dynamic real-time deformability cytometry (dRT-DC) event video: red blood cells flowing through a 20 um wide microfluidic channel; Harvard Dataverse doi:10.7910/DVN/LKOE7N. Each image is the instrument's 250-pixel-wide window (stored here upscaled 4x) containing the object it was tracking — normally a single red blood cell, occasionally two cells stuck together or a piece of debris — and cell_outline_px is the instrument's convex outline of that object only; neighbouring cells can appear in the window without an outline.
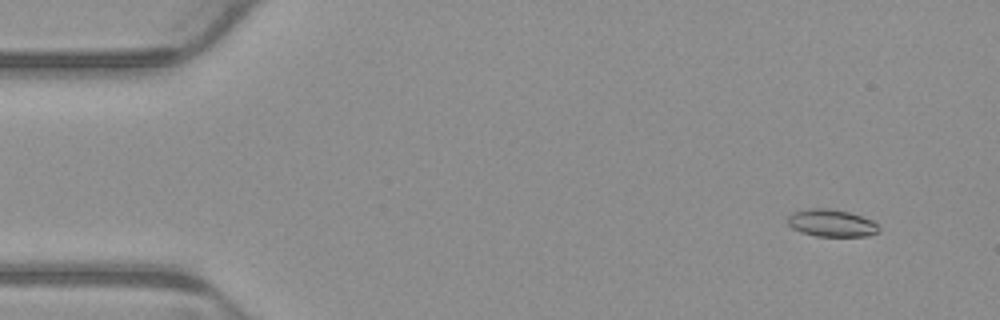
{"species": "common noctule bat (a hibernating species)", "species_latin": "Nyctalus noctula", "temperature_condition": "warm", "stored_images_in_passage": 4, "camera_frame_rate_fps": 3000, "um_per_image_px": 0.085, "animal": {"sex": "male", "body_mass_g": 23.1, "forearm_length_mm": 52.7}, "frame": {"image": 1, "passage_image": 2, "time_ms": 0.333, "image_size_px": [1000, 320], "cell_outline_px": [[880, 232], [868, 236], [816, 236], [800, 232], [792, 228], [788, 224], [788, 216], [792, 212], [808, 208], [828, 208], [848, 212], [872, 220], [880, 228]], "centroid_in_image_um": [70.67, 18.96], "position_along_channel_um": 14.3, "area_um2": 14.57}}
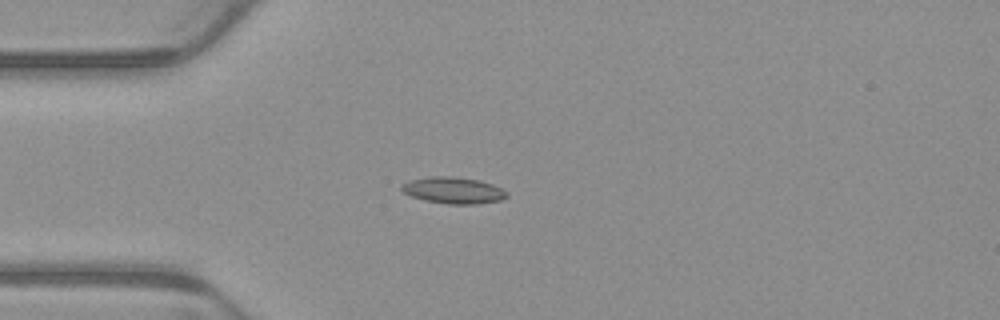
{"frame": {"image": 2, "passage_image": 4, "time_ms": 1.0, "image_size_px": [1000, 320], "cell_outline_px": [[508, 196], [500, 200], [476, 204], [448, 204], [424, 200], [412, 196], [404, 192], [400, 188], [400, 184], [408, 180], [432, 176], [452, 176], [480, 180], [492, 184], [508, 192]], "centroid_in_image_um": [38.52, 16.17], "position_along_channel_um": 46.5, "area_um2": 16.3}}